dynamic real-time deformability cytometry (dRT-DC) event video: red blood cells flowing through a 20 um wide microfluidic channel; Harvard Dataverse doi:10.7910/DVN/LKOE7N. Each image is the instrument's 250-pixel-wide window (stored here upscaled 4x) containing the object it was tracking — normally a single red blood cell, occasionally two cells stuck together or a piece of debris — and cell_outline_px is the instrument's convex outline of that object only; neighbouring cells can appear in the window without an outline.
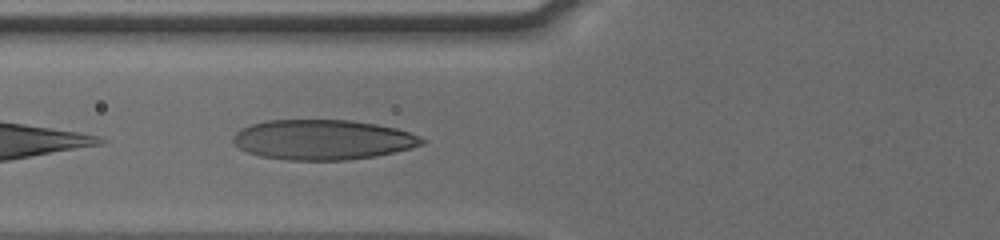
{"species": "human", "species_latin": "Homo sapiens", "temperature_condition": "cold", "stored_images_in_passage": 6, "camera_frame_rate_fps": 3000, "um_per_image_px": 0.085, "donor": {"sex": "male"}, "frame": {"image": 1, "passage_image": 3, "time_ms": 0.667, "image_size_px": [1000, 240], "cell_outline_px": [[428, 140], [424, 144], [376, 156], [348, 160], [288, 160], [260, 156], [248, 152], [240, 148], [232, 140], [232, 136], [240, 128], [264, 120], [352, 120], [376, 124], [396, 128], [420, 136]], "centroid_in_image_um": [27.42, 11.87], "position_along_channel_um": 98.4, "area_um2": 44.1}}